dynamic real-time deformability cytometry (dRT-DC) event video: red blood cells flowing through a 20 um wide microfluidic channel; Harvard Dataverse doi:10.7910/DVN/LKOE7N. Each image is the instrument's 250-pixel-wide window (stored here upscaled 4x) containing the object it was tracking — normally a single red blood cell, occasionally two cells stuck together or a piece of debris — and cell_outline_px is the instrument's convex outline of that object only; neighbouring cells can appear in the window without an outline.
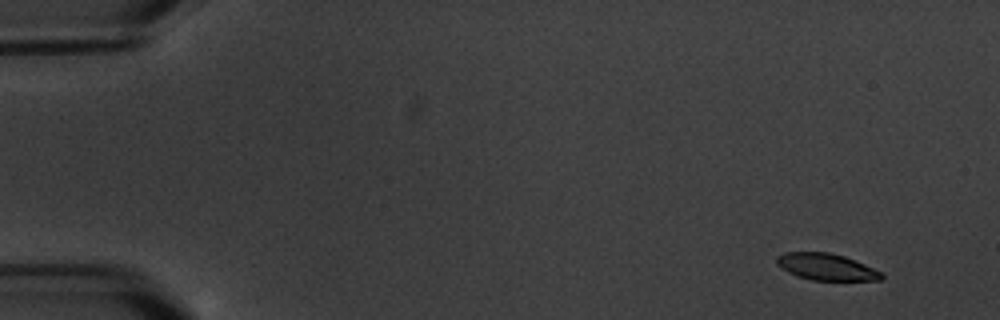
{"species": "common noctule bat (a hibernating species)", "species_latin": "Nyctalus noctula", "temperature_condition": "warm", "stored_images_in_passage": 5, "camera_frame_rate_fps": 3000, "um_per_image_px": 0.085, "animal": {"sex": "male", "body_mass_g": 20.1, "forearm_length_mm": 53.5}, "frame": {"image": 1, "passage_image": 1, "time_ms": 0.0, "image_size_px": [1000, 320], "cell_outline_px": [[884, 276], [880, 280], [812, 280], [796, 276], [780, 268], [776, 264], [776, 256], [784, 252], [828, 252], [844, 256], [884, 272]], "centroid_in_image_um": [70.22, 22.68], "position_along_channel_um": 14.8, "area_um2": 16.42}}
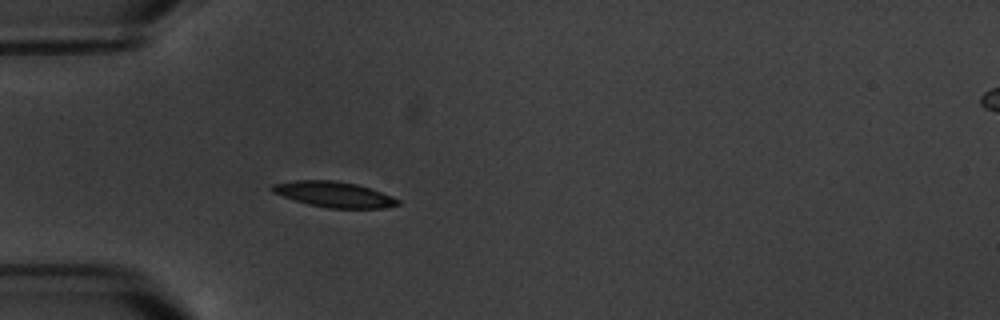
{"frame": {"image": 2, "passage_image": 5, "time_ms": 4.667, "image_size_px": [1000, 320], "cell_outline_px": [[400, 204], [384, 208], [328, 208], [308, 204], [272, 192], [268, 188], [272, 184], [296, 180], [336, 180], [356, 184], [392, 196], [400, 200]], "centroid_in_image_um": [28.37, 16.52], "position_along_channel_um": 56.6, "area_um2": 18.61}}